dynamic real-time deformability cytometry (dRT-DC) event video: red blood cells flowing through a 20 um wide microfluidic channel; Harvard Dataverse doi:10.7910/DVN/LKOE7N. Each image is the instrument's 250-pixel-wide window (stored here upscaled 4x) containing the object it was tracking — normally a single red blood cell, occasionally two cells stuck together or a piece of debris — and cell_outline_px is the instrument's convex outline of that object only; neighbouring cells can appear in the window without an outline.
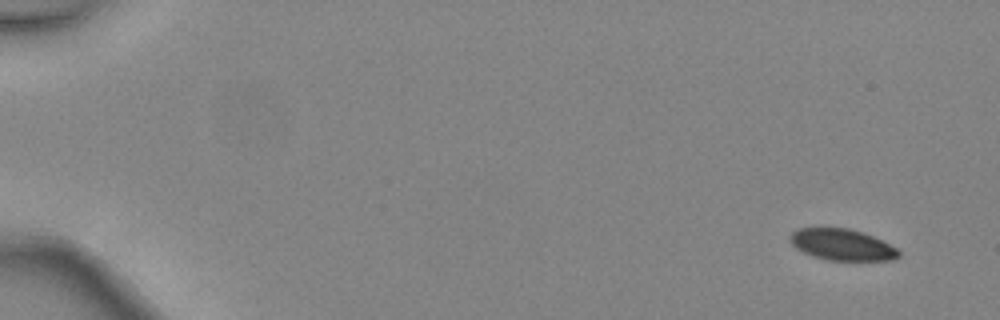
{"species": "common noctule bat (a hibernating species)", "species_latin": "Nyctalus noctula", "temperature_condition": "warm", "stored_images_in_passage": 6, "camera_frame_rate_fps": 3000, "um_per_image_px": 0.085, "animal": {"sex": "female", "body_mass_g": 24.6, "forearm_length_mm": 56.2}, "frame": {"image": 1, "passage_image": 1, "time_ms": 0.0, "image_size_px": [1000, 320], "cell_outline_px": [[900, 256], [892, 260], [828, 260], [804, 252], [796, 248], [788, 240], [788, 236], [796, 228], [848, 228], [872, 236], [896, 248], [900, 252]], "centroid_in_image_um": [71.54, 20.79], "position_along_channel_um": 13.5, "area_um2": 19.59}}
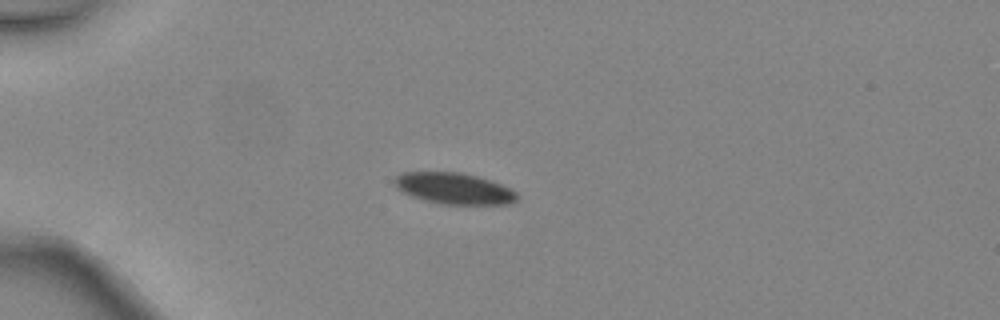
{"frame": {"image": 2, "passage_image": 4, "time_ms": 1.0, "image_size_px": [1000, 320], "cell_outline_px": [[516, 200], [512, 204], [444, 204], [424, 200], [412, 196], [396, 188], [392, 180], [396, 176], [404, 172], [460, 172], [476, 176], [500, 184], [516, 192]], "centroid_in_image_um": [38.55, 16.02], "position_along_channel_um": 46.5, "area_um2": 22.08}}
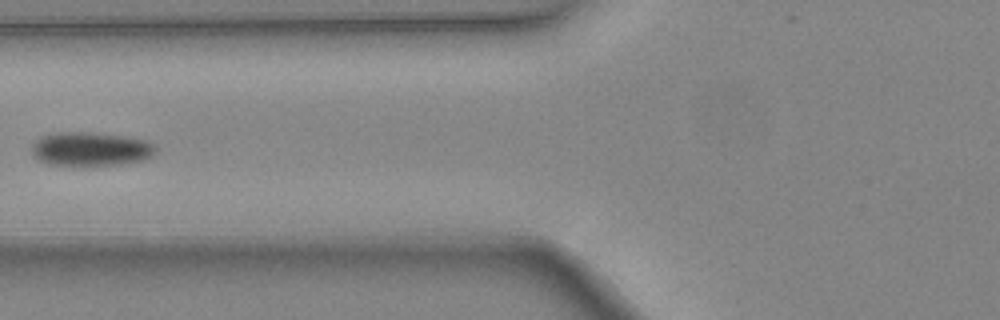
{"frame": {"image": 3, "passage_image": 6, "time_ms": 1.667, "image_size_px": [1000, 320], "cell_outline_px": [[156, 152], [152, 156], [144, 160], [120, 164], [48, 164], [40, 160], [32, 152], [32, 144], [40, 136], [56, 132], [96, 132], [124, 136], [148, 140], [156, 144]], "centroid_in_image_um": [7.76, 12.63], "position_along_channel_um": 118.0, "area_um2": 24.39}}